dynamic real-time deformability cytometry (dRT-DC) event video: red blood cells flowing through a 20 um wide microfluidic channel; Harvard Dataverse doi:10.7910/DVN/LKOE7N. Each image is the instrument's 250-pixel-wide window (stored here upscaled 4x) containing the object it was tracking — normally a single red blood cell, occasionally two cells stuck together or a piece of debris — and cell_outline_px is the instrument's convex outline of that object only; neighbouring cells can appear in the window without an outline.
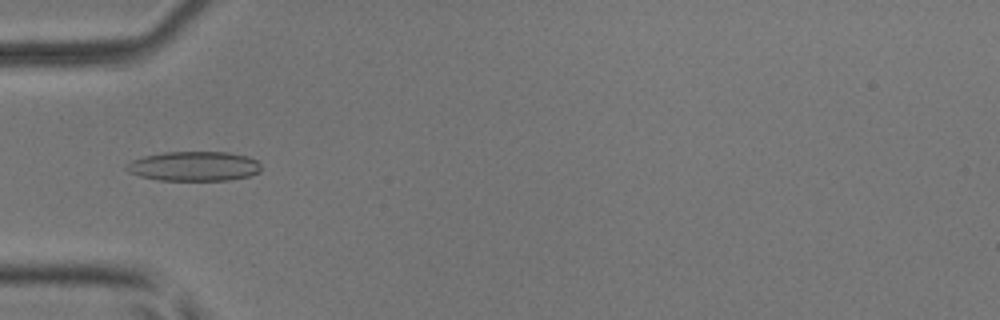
{"species": "common noctule bat (a hibernating species)", "species_latin": "Nyctalus noctula", "temperature_condition": "room temperature", "stored_images_in_passage": 39, "camera_frame_rate_fps": 3000, "um_per_image_px": 0.085, "animal": {"sex": "male", "body_mass_g": 17.9, "forearm_length_mm": 54.2}, "frame": {"image": 1, "passage_image": 17, "time_ms": 5.333, "image_size_px": [1000, 320], "cell_outline_px": [[260, 172], [248, 176], [228, 180], [160, 180], [140, 176], [128, 172], [124, 168], [132, 160], [144, 156], [164, 152], [228, 152], [248, 156], [256, 160], [260, 164]], "centroid_in_image_um": [16.49, 14.12], "position_along_channel_um": 68.5, "area_um2": 23.18}}
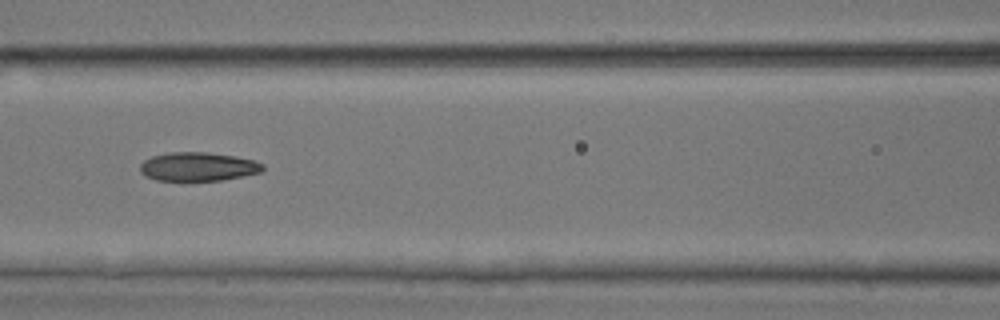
{"frame": {"image": 2, "passage_image": 23, "time_ms": 7.333, "image_size_px": [1000, 320], "cell_outline_px": [[264, 168], [260, 172], [244, 176], [220, 180], [184, 184], [156, 180], [144, 176], [140, 172], [140, 164], [144, 160], [152, 156], [168, 152], [208, 152], [236, 156], [252, 160], [264, 164]], "centroid_in_image_um": [16.77, 14.21], "position_along_channel_um": 149.8, "area_um2": 21.5}}
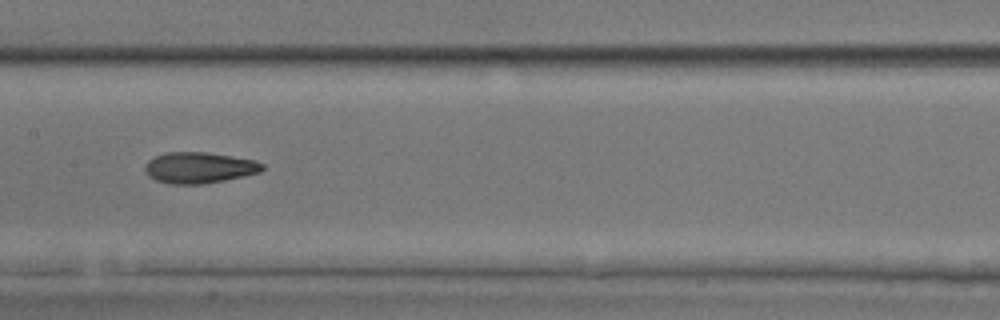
{"frame": {"image": 3, "passage_image": 26, "time_ms": 8.333, "image_size_px": [1000, 320], "cell_outline_px": [[264, 168], [260, 172], [224, 180], [204, 184], [168, 184], [156, 180], [148, 176], [144, 168], [148, 160], [164, 152], [204, 152], [232, 156], [256, 160], [264, 164]], "centroid_in_image_um": [16.92, 14.25], "position_along_channel_um": 190.5, "area_um2": 21.27}}